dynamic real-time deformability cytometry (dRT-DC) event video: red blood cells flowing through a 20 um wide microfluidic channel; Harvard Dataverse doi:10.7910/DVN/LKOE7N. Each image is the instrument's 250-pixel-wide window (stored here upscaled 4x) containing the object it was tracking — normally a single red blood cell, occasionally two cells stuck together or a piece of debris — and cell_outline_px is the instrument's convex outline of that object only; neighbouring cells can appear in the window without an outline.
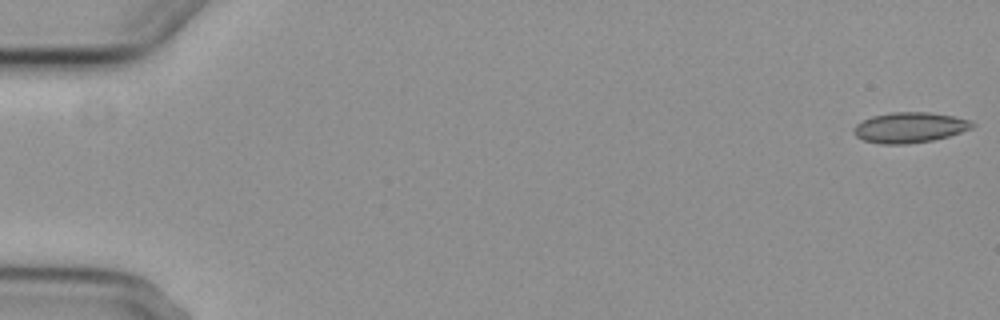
{"species": "common noctule bat (a hibernating species)", "species_latin": "Nyctalus noctula", "temperature_condition": "cold", "stored_images_in_passage": 4, "camera_frame_rate_fps": 3000, "um_per_image_px": 0.085, "animal": {"sex": "female", "body_mass_g": 29.2, "forearm_length_mm": 56.3}, "frame": {"image": 1, "passage_image": 1, "time_ms": 0.0, "image_size_px": [1000, 320], "cell_outline_px": [[976, 124], [972, 128], [948, 136], [932, 140], [908, 144], [880, 144], [864, 140], [856, 136], [852, 132], [852, 128], [856, 124], [872, 116], [892, 112], [928, 112], [952, 116], [972, 120]], "centroid_in_image_um": [77.31, 10.84], "position_along_channel_um": 7.7, "area_um2": 21.04}}